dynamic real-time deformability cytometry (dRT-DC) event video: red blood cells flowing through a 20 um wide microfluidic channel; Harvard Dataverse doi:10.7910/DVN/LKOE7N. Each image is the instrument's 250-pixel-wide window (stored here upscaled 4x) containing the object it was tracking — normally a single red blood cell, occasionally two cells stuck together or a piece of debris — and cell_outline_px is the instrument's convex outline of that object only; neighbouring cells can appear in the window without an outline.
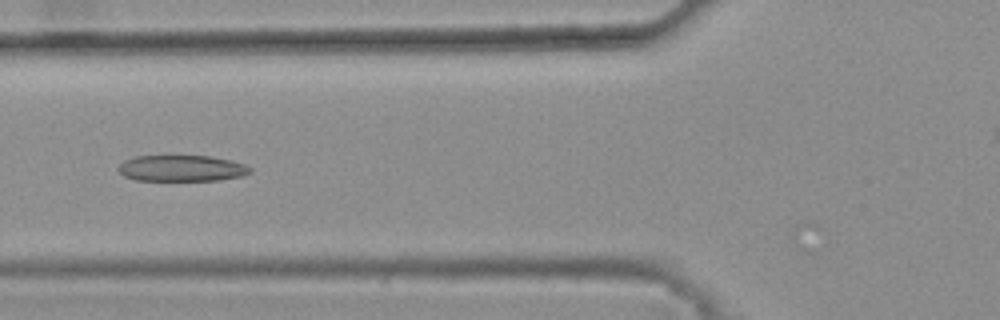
{"species": "common noctule bat (a hibernating species)", "species_latin": "Nyctalus noctula", "temperature_condition": "warm", "stored_images_in_passage": 23, "camera_frame_rate_fps": 3000, "um_per_image_px": 0.085, "animal": {"sex": "female", "body_mass_g": 25.1}, "frame": {"image": 1, "passage_image": 20, "time_ms": 6.333, "image_size_px": [1000, 320], "cell_outline_px": [[252, 172], [244, 176], [220, 180], [136, 180], [124, 176], [116, 168], [124, 160], [136, 156], [208, 156], [228, 160], [244, 164], [252, 168]], "centroid_in_image_um": [15.45, 14.31], "position_along_channel_um": 110.4, "area_um2": 20.06}}